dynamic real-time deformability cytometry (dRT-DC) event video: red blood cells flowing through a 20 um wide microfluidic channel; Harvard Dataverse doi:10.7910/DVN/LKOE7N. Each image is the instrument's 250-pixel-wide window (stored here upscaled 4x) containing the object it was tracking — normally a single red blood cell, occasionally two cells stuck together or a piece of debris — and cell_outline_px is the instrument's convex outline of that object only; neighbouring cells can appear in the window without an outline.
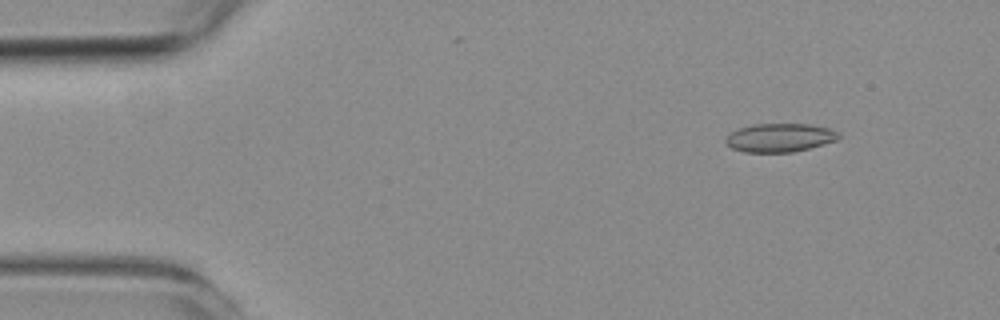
{"species": "common noctule bat (a hibernating species)", "species_latin": "Nyctalus noctula", "temperature_condition": "room temperature", "stored_images_in_passage": 49, "camera_frame_rate_fps": 3000, "um_per_image_px": 0.085, "animal": {"sex": "female", "body_mass_g": 19.3, "forearm_length_mm": 54.1}, "frame": {"image": 1, "passage_image": 1, "time_ms": 0.0, "image_size_px": [1000, 320], "cell_outline_px": [[840, 136], [836, 140], [824, 144], [792, 152], [744, 152], [732, 148], [724, 140], [732, 132], [740, 128], [752, 124], [808, 124], [828, 128], [840, 132]], "centroid_in_image_um": [66.29, 11.7], "position_along_channel_um": 18.7, "area_um2": 18.61}}
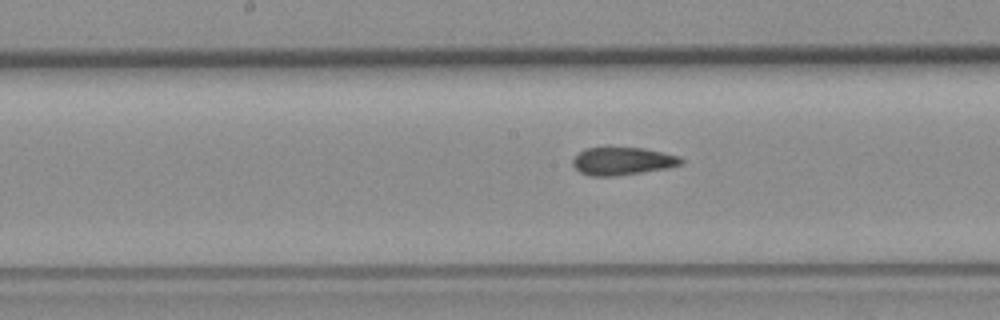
{"frame": {"image": 2, "passage_image": 22, "time_ms": 7.0, "image_size_px": [1000, 320], "cell_outline_px": [[684, 164], [668, 168], [616, 176], [592, 176], [580, 172], [572, 164], [572, 160], [584, 148], [644, 148], [680, 156], [684, 160]], "centroid_in_image_um": [52.95, 13.7], "position_along_channel_um": 195.2, "area_um2": 17.51}}
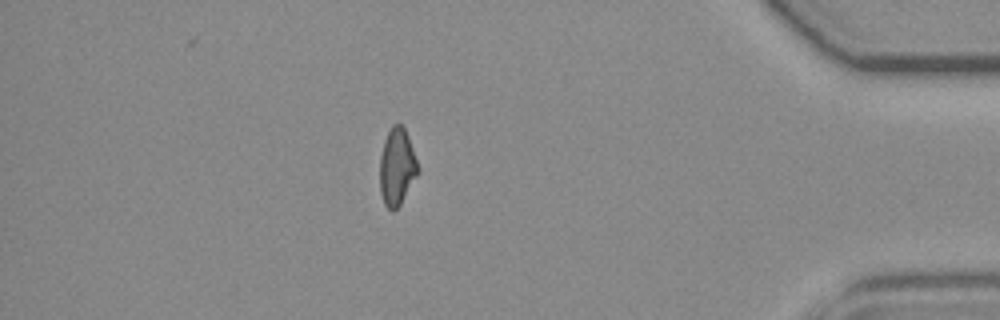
{"frame": {"image": 3, "passage_image": 42, "time_ms": 13.667, "image_size_px": [1000, 320], "cell_outline_px": [[420, 172], [400, 204], [392, 212], [384, 204], [380, 192], [380, 156], [384, 140], [392, 124], [400, 124], [404, 128], [408, 136], [420, 168]], "centroid_in_image_um": [33.75, 14.19], "position_along_channel_um": 401.5, "area_um2": 17.22}, "authors_computed_cell_mechanics": {"area_um2": 17.8602, "velocity_mm_per_s": 3.7775, "shape_relaxation_time_tau1_ms": null, "shape_relaxation_time_tau2_ms": 2.5254, "deformation_change_tau1": null, "deformation_change_tau2": 0.0697}}